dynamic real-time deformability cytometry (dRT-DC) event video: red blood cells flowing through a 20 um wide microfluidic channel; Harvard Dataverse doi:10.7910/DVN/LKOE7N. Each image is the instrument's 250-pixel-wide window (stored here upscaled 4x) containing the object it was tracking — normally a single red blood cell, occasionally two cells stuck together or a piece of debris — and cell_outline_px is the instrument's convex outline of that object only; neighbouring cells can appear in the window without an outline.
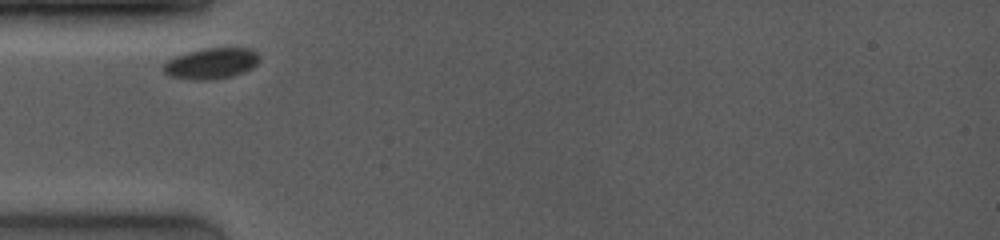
{"species": "common noctule bat (a hibernating species)", "species_latin": "Nyctalus noctula", "temperature_condition": "room temperature", "stored_images_in_passage": 2, "camera_frame_rate_fps": 4000, "um_per_image_px": 0.085, "animal": {"sex": "female", "body_mass_g": 19.0, "forearm_length_mm": 53.3}, "frame": {"image": 1, "passage_image": 1, "time_ms": 0.0, "image_size_px": [1000, 240], "cell_outline_px": [[260, 60], [252, 68], [244, 72], [232, 76], [212, 80], [196, 80], [168, 76], [164, 72], [164, 64], [168, 60], [176, 56], [200, 48], [248, 48], [256, 52]], "centroid_in_image_um": [17.96, 5.4], "position_along_channel_um": 67.0, "area_um2": 17.28}}